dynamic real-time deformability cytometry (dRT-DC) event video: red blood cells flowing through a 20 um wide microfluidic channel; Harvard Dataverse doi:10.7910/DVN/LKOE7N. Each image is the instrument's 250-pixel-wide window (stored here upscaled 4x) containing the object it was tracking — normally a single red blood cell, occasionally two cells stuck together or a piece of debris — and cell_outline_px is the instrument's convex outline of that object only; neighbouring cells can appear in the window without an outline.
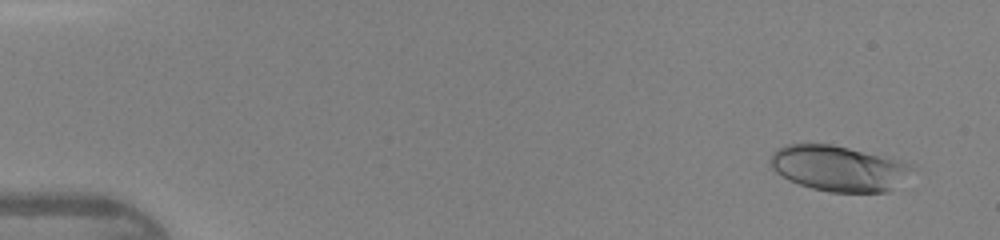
{"species": "human", "species_latin": "Homo sapiens", "temperature_condition": "warm", "stored_images_in_passage": 47, "camera_frame_rate_fps": 3000, "um_per_image_px": 0.085, "donor": {"sex": "female"}, "frame": {"image": 1, "passage_image": 3, "time_ms": 0.667, "image_size_px": [1000, 240], "cell_outline_px": [[916, 168], [888, 192], [828, 192], [812, 188], [788, 180], [776, 172], [772, 168], [768, 160], [772, 152], [776, 148], [788, 144], [832, 144], [900, 160]], "centroid_in_image_um": [71.23, 14.3], "position_along_channel_um": 13.8, "area_um2": 37.51}}
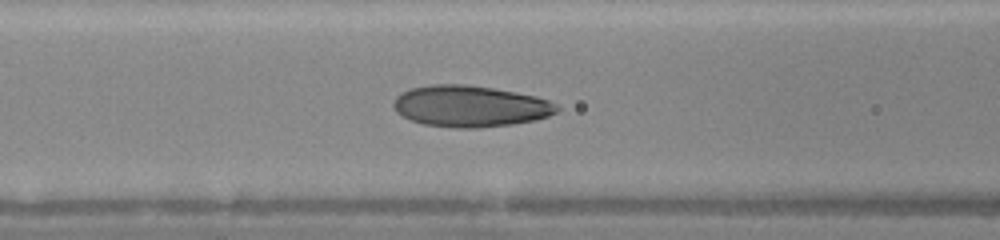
{"frame": {"image": 2, "passage_image": 20, "time_ms": 6.333, "image_size_px": [1000, 240], "cell_outline_px": [[560, 108], [556, 112], [548, 116], [536, 120], [512, 124], [480, 128], [452, 128], [424, 124], [412, 120], [396, 112], [392, 104], [396, 96], [400, 92], [412, 88], [432, 84], [464, 84], [492, 88], [516, 92], [536, 96], [548, 100], [556, 104]], "centroid_in_image_um": [39.96, 9.03], "position_along_channel_um": 126.6, "area_um2": 39.48}}
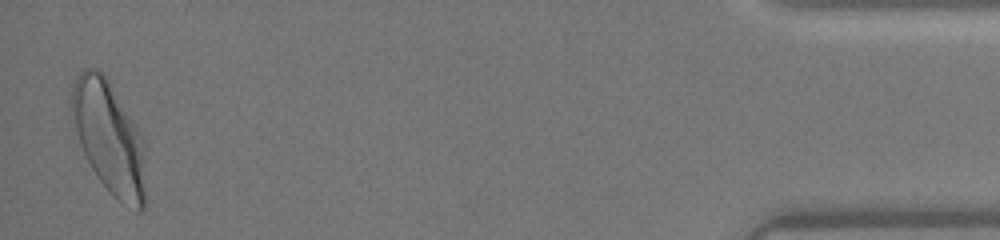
{"frame": {"image": 3, "passage_image": 46, "time_ms": 15.0, "image_size_px": [1000, 240], "cell_outline_px": [[144, 208], [140, 212], [136, 212], [116, 200], [112, 196], [100, 180], [92, 168], [84, 152], [76, 128], [72, 108], [72, 88], [76, 76], [84, 68], [96, 68], [104, 72], [140, 132], [144, 140]], "centroid_in_image_um": [9.3, 11.7], "position_along_channel_um": 425.9, "area_um2": 47.86}, "authors_computed_cell_mechanics": {"area_um2": 37.8012, "velocity_mm_per_s": 4.3485, "shape_relaxation_time_tau1_ms": 3.3011, "shape_relaxation_time_tau2_ms": 0.8067, "deformation_change_tau1": 0.1586, "deformation_change_tau2": 0.0743}}